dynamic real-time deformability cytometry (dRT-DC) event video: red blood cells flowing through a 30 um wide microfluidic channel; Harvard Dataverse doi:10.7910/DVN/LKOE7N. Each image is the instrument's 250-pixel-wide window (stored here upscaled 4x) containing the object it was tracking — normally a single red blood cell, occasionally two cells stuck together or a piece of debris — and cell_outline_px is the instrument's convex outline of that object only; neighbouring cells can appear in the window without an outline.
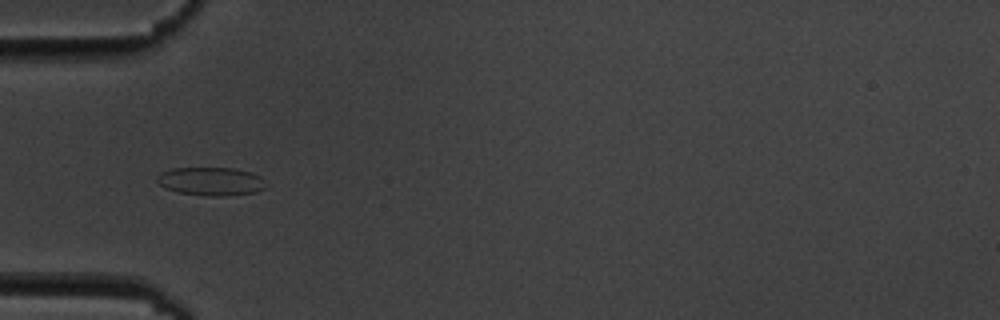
{"species": "common noctule bat (a hibernating species)", "species_latin": "Nyctalus noctula", "temperature_condition": "cold", "stored_images_in_passage": 9, "camera_frame_rate_fps": 3000, "um_per_image_px": 0.085, "animal": {"sex": "male", "body_mass_g": 19.5, "forearm_length_mm": 54.6}, "frame": {"image": 1, "passage_image": 3, "time_ms": 2.333, "image_size_px": [1000, 320], "cell_outline_px": [[268, 184], [264, 188], [256, 192], [224, 196], [212, 196], [176, 192], [160, 184], [156, 180], [156, 176], [160, 172], [172, 168], [232, 168], [252, 172], [260, 176]], "centroid_in_image_um": [17.95, 15.41], "position_along_channel_um": 67.1, "area_um2": 18.03}}
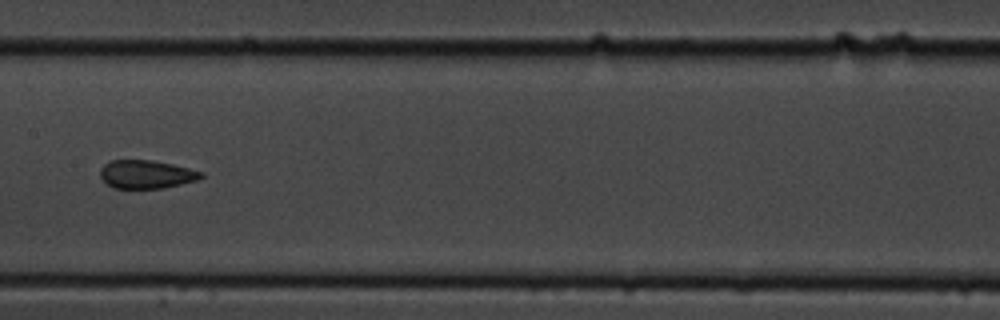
{"frame": {"image": 2, "passage_image": 6, "time_ms": 6.0, "image_size_px": [1000, 320], "cell_outline_px": [[204, 176], [196, 180], [164, 188], [112, 188], [100, 176], [100, 168], [104, 164], [112, 160], [152, 160], [172, 164], [204, 172]], "centroid_in_image_um": [12.43, 14.81], "position_along_channel_um": 195.0, "area_um2": 16.59}}
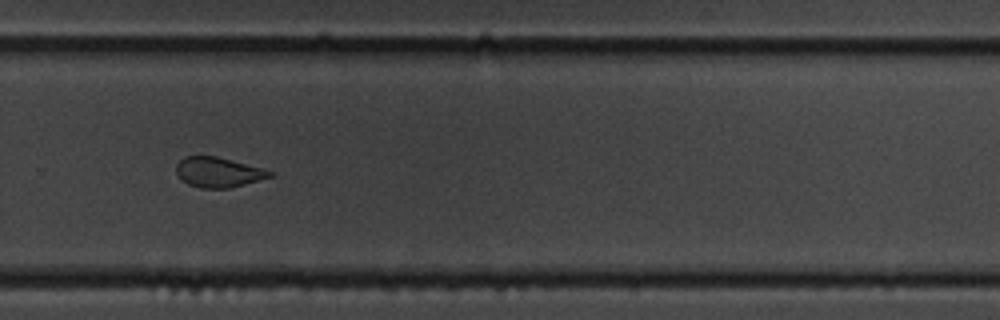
{"frame": {"image": 3, "passage_image": 9, "time_ms": 9.333, "image_size_px": [1000, 320], "cell_outline_px": [[272, 176], [244, 184], [228, 188], [200, 188], [188, 184], [176, 172], [176, 164], [184, 156], [216, 156], [260, 168], [272, 172]], "centroid_in_image_um": [18.5, 14.64], "position_along_channel_um": 311.3, "area_um2": 15.95}}